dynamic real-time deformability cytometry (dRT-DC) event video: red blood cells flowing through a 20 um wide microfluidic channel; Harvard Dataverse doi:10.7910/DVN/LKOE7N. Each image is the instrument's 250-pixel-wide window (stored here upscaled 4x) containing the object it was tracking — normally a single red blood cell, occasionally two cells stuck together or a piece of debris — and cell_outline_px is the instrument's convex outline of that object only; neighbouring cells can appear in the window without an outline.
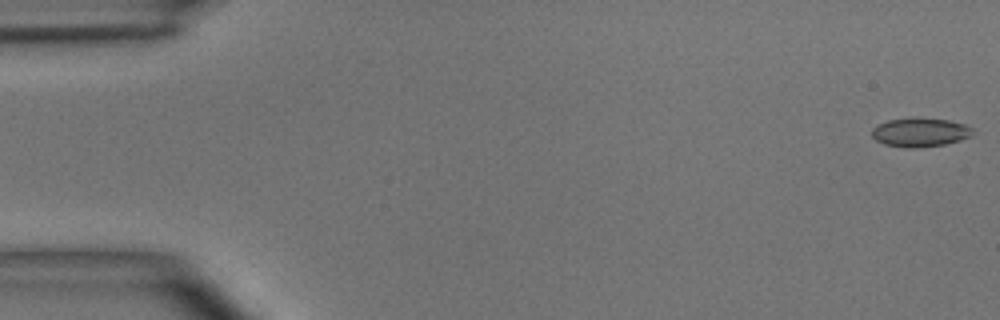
{"species": "common noctule bat (a hibernating species)", "species_latin": "Nyctalus noctula", "temperature_condition": "room temperature", "stored_images_in_passage": 6, "segment_of_instrument_passage": [1, 2], "camera_frame_rate_fps": 3000, "um_per_image_px": 0.085, "animal": {"sex": "male", "body_mass_g": 15.6}, "frame": {"image": 1, "passage_image": 1, "time_ms": 0.0, "image_size_px": [1000, 320], "cell_outline_px": [[972, 136], [960, 140], [944, 144], [916, 148], [908, 148], [884, 144], [876, 140], [872, 136], [872, 128], [888, 120], [912, 116], [916, 116], [948, 120], [964, 124], [972, 128]], "centroid_in_image_um": [78.2, 11.22], "position_along_channel_um": 6.8, "area_um2": 17.17}}
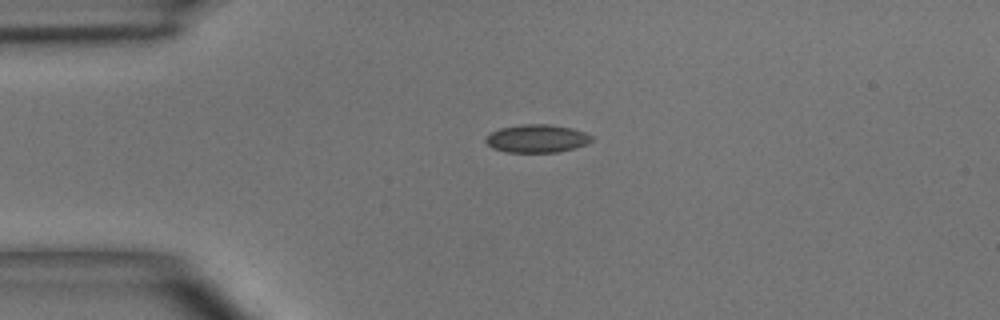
{"frame": {"image": 2, "passage_image": 4, "time_ms": 3.667, "image_size_px": [1000, 320], "cell_outline_px": [[592, 140], [584, 144], [572, 148], [556, 152], [508, 152], [492, 148], [484, 140], [492, 132], [500, 128], [520, 124], [548, 124], [572, 128], [584, 132], [592, 136]], "centroid_in_image_um": [45.61, 11.76], "position_along_channel_um": 39.4, "area_um2": 17.05}}